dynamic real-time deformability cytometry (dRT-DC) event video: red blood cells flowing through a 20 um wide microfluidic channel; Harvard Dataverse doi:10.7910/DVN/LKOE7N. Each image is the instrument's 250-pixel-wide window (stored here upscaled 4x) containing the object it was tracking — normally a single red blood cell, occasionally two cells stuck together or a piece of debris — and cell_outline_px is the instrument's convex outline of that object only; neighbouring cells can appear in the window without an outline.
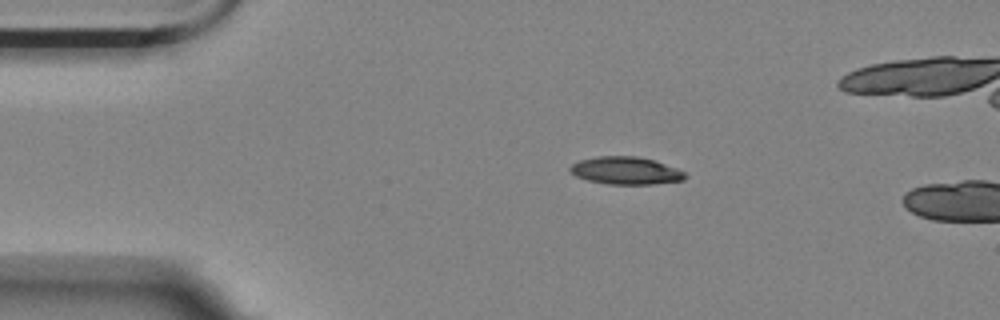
{"species": "Egyptian fruit bat (a non-hibernating species)", "species_latin": "Rousettus aegyptiacus", "temperature_condition": "room temperature", "stored_images_in_passage": 5, "camera_frame_rate_fps": 3000, "um_per_image_px": 0.085, "animal": {"sex": "female"}, "frame": {"image": 1, "passage_image": 3, "time_ms": 2.333, "image_size_px": [1000, 320], "cell_outline_px": [[688, 176], [684, 180], [652, 184], [608, 184], [588, 180], [576, 176], [568, 168], [572, 164], [580, 160], [600, 156], [636, 156], [656, 160], [676, 168], [684, 172]], "centroid_in_image_um": [53.22, 14.5], "position_along_channel_um": 31.8, "area_um2": 18.44}}